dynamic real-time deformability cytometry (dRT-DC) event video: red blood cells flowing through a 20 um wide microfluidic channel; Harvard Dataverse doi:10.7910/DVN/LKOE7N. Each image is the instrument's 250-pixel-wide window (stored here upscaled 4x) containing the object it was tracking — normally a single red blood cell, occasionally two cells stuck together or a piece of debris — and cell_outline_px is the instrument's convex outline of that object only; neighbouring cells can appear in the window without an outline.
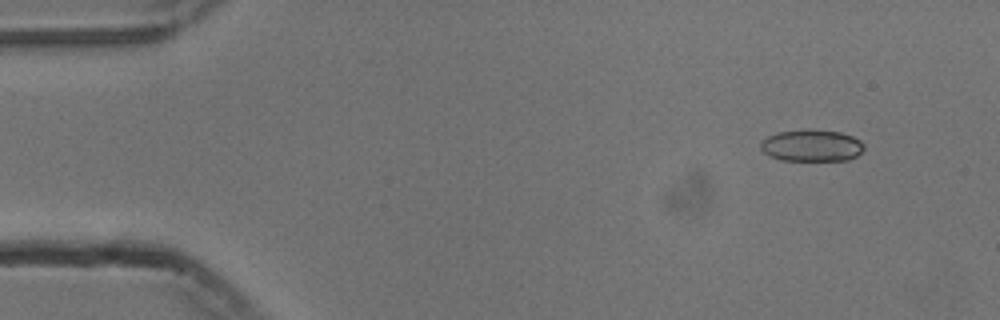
{"species": "common noctule bat (a hibernating species)", "species_latin": "Nyctalus noctula", "temperature_condition": "cold", "stored_images_in_passage": 49, "camera_frame_rate_fps": 3000, "um_per_image_px": 0.085, "animal": {"sex": "male", "body_mass_g": 13.3}, "frame": {"image": 1, "passage_image": 1, "time_ms": 0.0, "image_size_px": [1000, 320], "cell_outline_px": [[864, 148], [856, 156], [848, 160], [780, 160], [768, 156], [760, 148], [760, 144], [768, 136], [776, 132], [840, 132], [852, 136], [860, 140], [864, 144]], "centroid_in_image_um": [68.99, 12.42], "position_along_channel_um": 16.0, "area_um2": 18.44}}
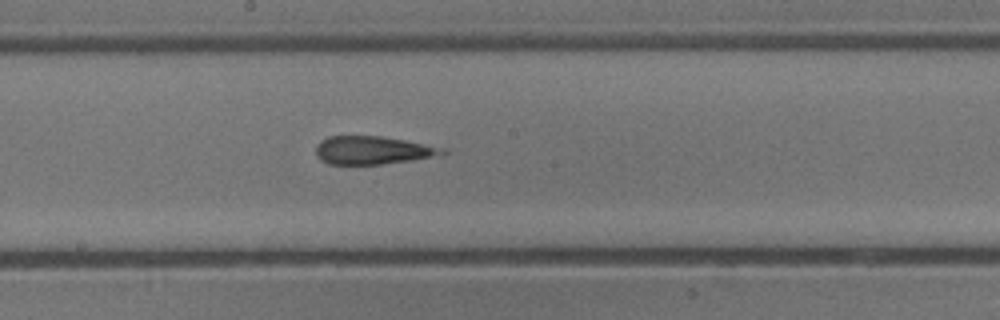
{"frame": {"image": 2, "passage_image": 25, "time_ms": 8.0, "image_size_px": [1000, 320], "cell_outline_px": [[448, 152], [408, 160], [380, 164], [328, 164], [320, 160], [316, 156], [316, 144], [320, 140], [328, 136], [380, 136], [404, 140], [448, 148]], "centroid_in_image_um": [31.6, 12.76], "position_along_channel_um": 216.6, "area_um2": 20.52}}
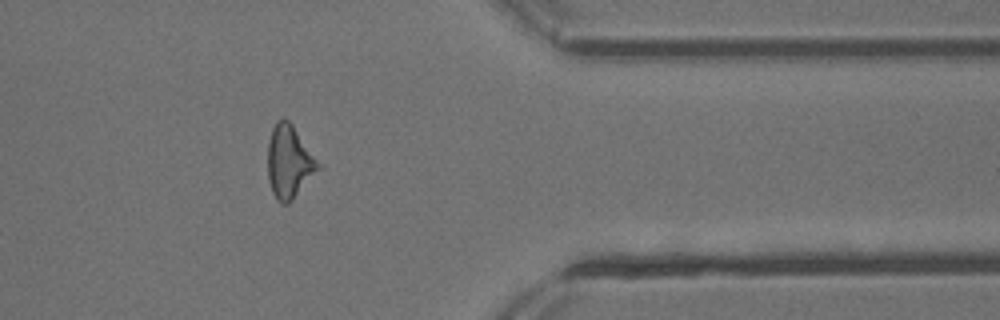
{"frame": {"image": 3, "passage_image": 40, "time_ms": 13.0, "image_size_px": [1000, 320], "cell_outline_px": [[324, 168], [288, 204], [280, 204], [276, 200], [272, 192], [268, 176], [268, 144], [272, 128], [276, 120], [288, 120], [292, 124], [324, 164]], "centroid_in_image_um": [24.66, 13.78], "position_along_channel_um": 386.7, "area_um2": 22.25}, "authors_computed_cell_mechanics": {"area_um2": 20.8658, "velocity_mm_per_s": 3.7654, "shape_relaxation_time_tau1_ms": null, "shape_relaxation_time_tau2_ms": 4.0548, "deformation_change_tau1": null, "deformation_change_tau2": 0.1887}}